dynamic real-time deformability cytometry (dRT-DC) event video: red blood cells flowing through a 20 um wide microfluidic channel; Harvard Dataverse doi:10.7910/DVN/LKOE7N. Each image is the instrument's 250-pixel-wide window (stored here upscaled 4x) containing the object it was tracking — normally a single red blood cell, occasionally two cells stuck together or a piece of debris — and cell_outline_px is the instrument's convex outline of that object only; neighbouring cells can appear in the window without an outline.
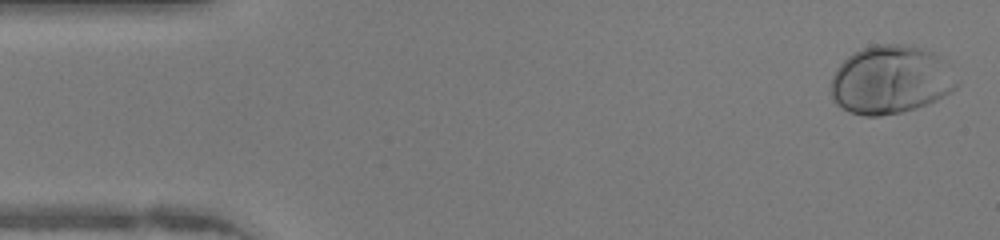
{"species": "human", "species_latin": "Homo sapiens", "temperature_condition": "warm", "stored_images_in_passage": 46, "camera_frame_rate_fps": 3000, "um_per_image_px": 0.085, "donor": {"sex": "female"}, "frame": {"image": 1, "passage_image": 1, "time_ms": 0.0, "image_size_px": [1000, 240], "cell_outline_px": [[960, 84], [956, 88], [936, 100], [928, 104], [916, 108], [900, 112], [880, 116], [864, 116], [848, 112], [840, 108], [836, 104], [828, 92], [832, 76], [836, 68], [848, 56], [864, 48], [876, 44], [908, 44], [932, 52], [940, 56]], "centroid_in_image_um": [75.66, 6.8], "position_along_channel_um": 9.3, "area_um2": 50.4}}
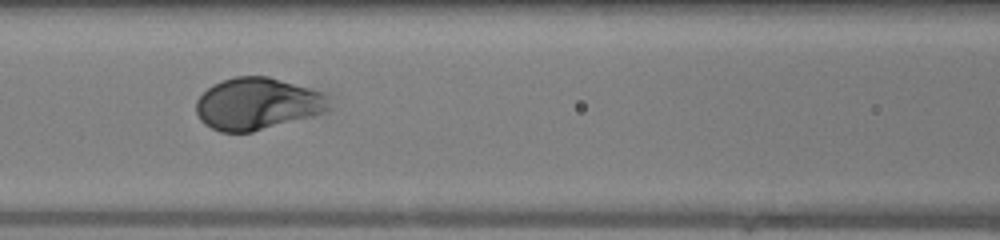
{"frame": {"image": 2, "passage_image": 19, "time_ms": 6.0, "image_size_px": [1000, 240], "cell_outline_px": [[328, 108], [324, 112], [312, 116], [252, 132], [220, 132], [204, 124], [200, 120], [196, 112], [196, 100], [212, 84], [236, 76], [268, 76], [308, 88], [320, 92], [324, 96]], "centroid_in_image_um": [21.8, 8.83], "position_along_channel_um": 144.8, "area_um2": 39.77}}
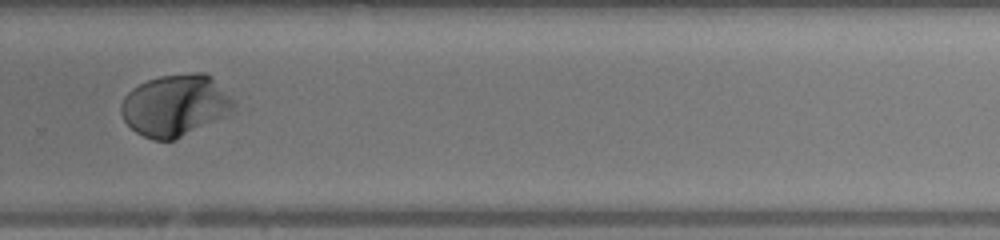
{"frame": {"image": 3, "passage_image": 31, "time_ms": 10.0, "image_size_px": [1000, 240], "cell_outline_px": [[236, 112], [172, 140], [152, 140], [136, 132], [124, 120], [120, 112], [120, 104], [124, 96], [132, 88], [148, 80], [160, 76], [192, 72], [204, 72], [236, 104]], "centroid_in_image_um": [14.87, 8.96], "position_along_channel_um": 314.9, "area_um2": 40.11}, "authors_computed_cell_mechanics": {"area_um2": 40.6623, "velocity_mm_per_s": 4.2674, "shape_relaxation_time_tau1_ms": 2.3448, "shape_relaxation_time_tau2_ms": null, "deformation_change_tau1": 0.1878, "deformation_change_tau2": null}}